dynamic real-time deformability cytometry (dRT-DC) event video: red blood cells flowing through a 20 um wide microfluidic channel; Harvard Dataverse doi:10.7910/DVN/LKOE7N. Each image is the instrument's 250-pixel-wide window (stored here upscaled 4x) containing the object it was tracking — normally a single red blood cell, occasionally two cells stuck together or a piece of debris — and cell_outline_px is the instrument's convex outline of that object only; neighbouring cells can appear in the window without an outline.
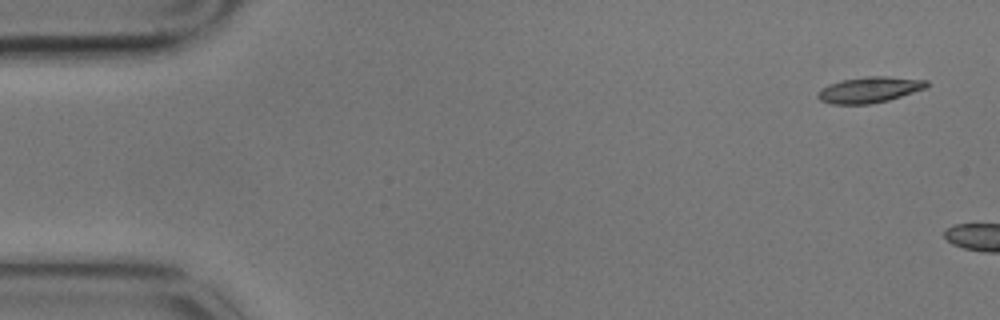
{"species": "common noctule bat (a hibernating species)", "species_latin": "Nyctalus noctula", "temperature_condition": "cold", "stored_images_in_passage": 3, "camera_frame_rate_fps": 3000, "um_per_image_px": 0.085, "animal": {"sex": "male", "body_mass_g": 17.9}, "frame": {"image": 1, "passage_image": 1, "time_ms": 0.0, "image_size_px": [1000, 320], "cell_outline_px": [[928, 88], [888, 100], [872, 104], [832, 104], [820, 100], [816, 96], [828, 84], [840, 80], [868, 76], [888, 76], [928, 80]], "centroid_in_image_um": [73.94, 7.62], "position_along_channel_um": 11.1, "area_um2": 16.47}}